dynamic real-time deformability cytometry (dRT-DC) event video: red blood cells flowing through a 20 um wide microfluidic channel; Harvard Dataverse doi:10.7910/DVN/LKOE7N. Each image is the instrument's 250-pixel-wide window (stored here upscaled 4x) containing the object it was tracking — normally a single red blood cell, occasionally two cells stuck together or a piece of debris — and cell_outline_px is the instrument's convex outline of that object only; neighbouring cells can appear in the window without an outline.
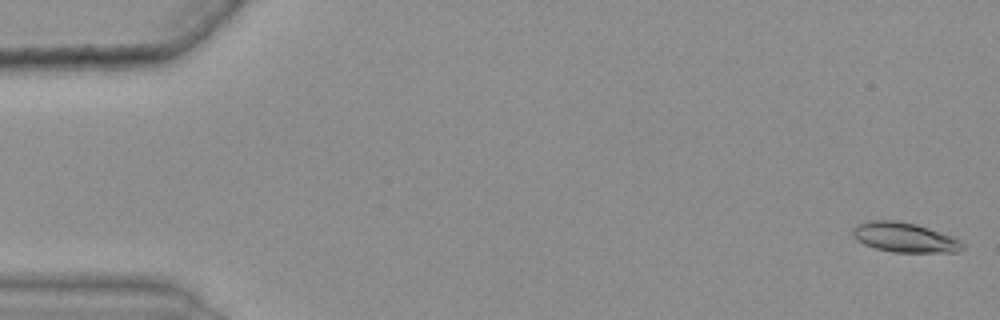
{"species": "common noctule bat (a hibernating species)", "species_latin": "Nyctalus noctula", "temperature_condition": "warm", "stored_images_in_passage": 48, "camera_frame_rate_fps": 3000, "um_per_image_px": 0.085, "animal": {"sex": "female", "body_mass_g": 25.1}, "frame": {"image": 1, "passage_image": 1, "time_ms": 0.0, "image_size_px": [1000, 320], "cell_outline_px": [[964, 248], [956, 252], [892, 252], [876, 248], [864, 244], [856, 240], [852, 236], [852, 228], [868, 220], [896, 220], [916, 224], [952, 236], [960, 240], [964, 244]], "centroid_in_image_um": [76.87, 20.18], "position_along_channel_um": 8.1, "area_um2": 19.02}}
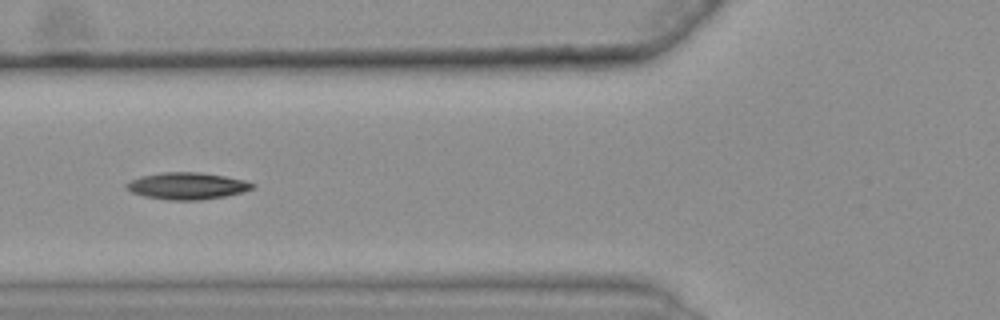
{"frame": {"image": 2, "passage_image": 21, "time_ms": 6.667, "image_size_px": [1000, 320], "cell_outline_px": [[256, 184], [252, 188], [240, 192], [224, 196], [200, 200], [168, 200], [144, 196], [132, 192], [124, 188], [124, 184], [132, 180], [144, 176], [164, 172], [200, 172], [224, 176], [244, 180]], "centroid_in_image_um": [15.88, 15.8], "position_along_channel_um": 109.9, "area_um2": 19.48}}
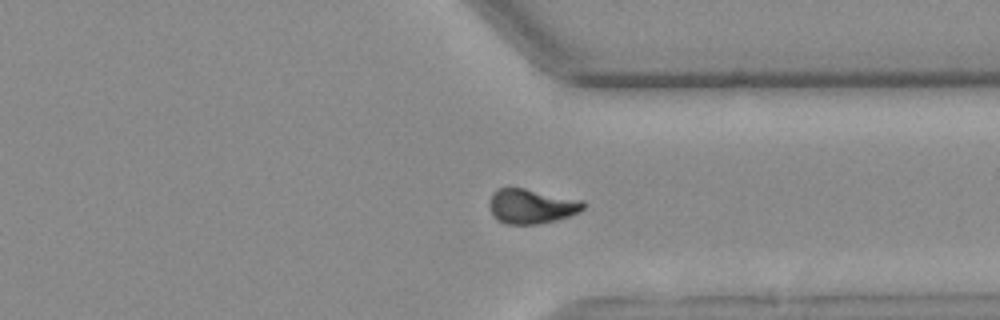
{"frame": {"image": 3, "passage_image": 42, "time_ms": 13.667, "image_size_px": [1000, 320], "cell_outline_px": [[584, 208], [568, 216], [556, 220], [536, 224], [504, 224], [492, 212], [488, 204], [492, 192], [496, 188], [524, 188], [580, 200], [584, 204]], "centroid_in_image_um": [45.12, 17.52], "position_along_channel_um": 366.3, "area_um2": 18.61}, "authors_computed_cell_mechanics": {"area_um2": 18.6694, "velocity_mm_per_s": 3.6624, "shape_relaxation_time_tau1_ms": 8.2124, "shape_relaxation_time_tau2_ms": null, "deformation_change_tau1": 0.2116, "deformation_change_tau2": null}}